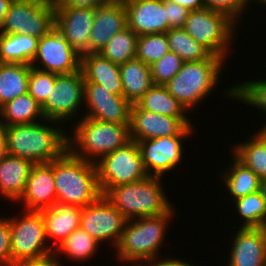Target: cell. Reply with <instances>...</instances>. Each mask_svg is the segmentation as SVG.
Returning a JSON list of instances; mask_svg holds the SVG:
<instances>
[{"mask_svg": "<svg viewBox=\"0 0 266 266\" xmlns=\"http://www.w3.org/2000/svg\"><path fill=\"white\" fill-rule=\"evenodd\" d=\"M187 126L179 119L141 109L132 105L130 117V138L132 141L177 136Z\"/></svg>", "mask_w": 266, "mask_h": 266, "instance_id": "17", "label": "cell"}, {"mask_svg": "<svg viewBox=\"0 0 266 266\" xmlns=\"http://www.w3.org/2000/svg\"><path fill=\"white\" fill-rule=\"evenodd\" d=\"M54 27V0H13L0 33L24 34L40 39Z\"/></svg>", "mask_w": 266, "mask_h": 266, "instance_id": "9", "label": "cell"}, {"mask_svg": "<svg viewBox=\"0 0 266 266\" xmlns=\"http://www.w3.org/2000/svg\"><path fill=\"white\" fill-rule=\"evenodd\" d=\"M132 0H106L107 3H112V4H127L130 3Z\"/></svg>", "mask_w": 266, "mask_h": 266, "instance_id": "50", "label": "cell"}, {"mask_svg": "<svg viewBox=\"0 0 266 266\" xmlns=\"http://www.w3.org/2000/svg\"><path fill=\"white\" fill-rule=\"evenodd\" d=\"M184 61L174 52H167L161 59L150 65L154 85L167 84L181 69Z\"/></svg>", "mask_w": 266, "mask_h": 266, "instance_id": "38", "label": "cell"}, {"mask_svg": "<svg viewBox=\"0 0 266 266\" xmlns=\"http://www.w3.org/2000/svg\"><path fill=\"white\" fill-rule=\"evenodd\" d=\"M228 266H266V228L240 227Z\"/></svg>", "mask_w": 266, "mask_h": 266, "instance_id": "20", "label": "cell"}, {"mask_svg": "<svg viewBox=\"0 0 266 266\" xmlns=\"http://www.w3.org/2000/svg\"><path fill=\"white\" fill-rule=\"evenodd\" d=\"M233 164L230 165L228 173L224 171V175L221 177L224 178V183L226 184L227 189L230 192L233 200L240 197L247 196L251 193L257 192L260 190L261 178L250 168L246 167L242 162H240L233 155Z\"/></svg>", "mask_w": 266, "mask_h": 266, "instance_id": "31", "label": "cell"}, {"mask_svg": "<svg viewBox=\"0 0 266 266\" xmlns=\"http://www.w3.org/2000/svg\"><path fill=\"white\" fill-rule=\"evenodd\" d=\"M174 213L175 209L172 208L163 215L135 218L134 221L133 219L127 220L116 245L117 257L121 262L140 265L156 259L166 234L167 225Z\"/></svg>", "mask_w": 266, "mask_h": 266, "instance_id": "3", "label": "cell"}, {"mask_svg": "<svg viewBox=\"0 0 266 266\" xmlns=\"http://www.w3.org/2000/svg\"><path fill=\"white\" fill-rule=\"evenodd\" d=\"M126 221L124 215L101 195L93 203L82 207L80 228L98 242L108 239L116 247Z\"/></svg>", "mask_w": 266, "mask_h": 266, "instance_id": "12", "label": "cell"}, {"mask_svg": "<svg viewBox=\"0 0 266 266\" xmlns=\"http://www.w3.org/2000/svg\"><path fill=\"white\" fill-rule=\"evenodd\" d=\"M33 163L7 154L0 160V193L11 201L20 200Z\"/></svg>", "mask_w": 266, "mask_h": 266, "instance_id": "24", "label": "cell"}, {"mask_svg": "<svg viewBox=\"0 0 266 266\" xmlns=\"http://www.w3.org/2000/svg\"><path fill=\"white\" fill-rule=\"evenodd\" d=\"M104 4H107L106 0H54L55 7L96 9Z\"/></svg>", "mask_w": 266, "mask_h": 266, "instance_id": "43", "label": "cell"}, {"mask_svg": "<svg viewBox=\"0 0 266 266\" xmlns=\"http://www.w3.org/2000/svg\"><path fill=\"white\" fill-rule=\"evenodd\" d=\"M56 255L57 252H54L53 254L47 257L37 260H29L19 264L18 266H61L58 261L59 256L57 257Z\"/></svg>", "mask_w": 266, "mask_h": 266, "instance_id": "44", "label": "cell"}, {"mask_svg": "<svg viewBox=\"0 0 266 266\" xmlns=\"http://www.w3.org/2000/svg\"><path fill=\"white\" fill-rule=\"evenodd\" d=\"M59 74L46 72L31 66L28 93L42 106L50 95Z\"/></svg>", "mask_w": 266, "mask_h": 266, "instance_id": "39", "label": "cell"}, {"mask_svg": "<svg viewBox=\"0 0 266 266\" xmlns=\"http://www.w3.org/2000/svg\"><path fill=\"white\" fill-rule=\"evenodd\" d=\"M180 6L187 8L190 11L205 8L204 0H170Z\"/></svg>", "mask_w": 266, "mask_h": 266, "instance_id": "46", "label": "cell"}, {"mask_svg": "<svg viewBox=\"0 0 266 266\" xmlns=\"http://www.w3.org/2000/svg\"><path fill=\"white\" fill-rule=\"evenodd\" d=\"M9 155L30 160L33 164L48 163L68 149V134L39 122L3 127Z\"/></svg>", "mask_w": 266, "mask_h": 266, "instance_id": "2", "label": "cell"}, {"mask_svg": "<svg viewBox=\"0 0 266 266\" xmlns=\"http://www.w3.org/2000/svg\"><path fill=\"white\" fill-rule=\"evenodd\" d=\"M85 78L81 69L72 74H61L55 79L50 95L42 105L45 119L63 122L76 116L84 102Z\"/></svg>", "mask_w": 266, "mask_h": 266, "instance_id": "11", "label": "cell"}, {"mask_svg": "<svg viewBox=\"0 0 266 266\" xmlns=\"http://www.w3.org/2000/svg\"><path fill=\"white\" fill-rule=\"evenodd\" d=\"M12 1L13 0H0V30L2 29L5 16Z\"/></svg>", "mask_w": 266, "mask_h": 266, "instance_id": "48", "label": "cell"}, {"mask_svg": "<svg viewBox=\"0 0 266 266\" xmlns=\"http://www.w3.org/2000/svg\"><path fill=\"white\" fill-rule=\"evenodd\" d=\"M169 28H183L190 10L170 0H164Z\"/></svg>", "mask_w": 266, "mask_h": 266, "instance_id": "42", "label": "cell"}, {"mask_svg": "<svg viewBox=\"0 0 266 266\" xmlns=\"http://www.w3.org/2000/svg\"><path fill=\"white\" fill-rule=\"evenodd\" d=\"M38 41L30 35L0 33V62L31 65Z\"/></svg>", "mask_w": 266, "mask_h": 266, "instance_id": "28", "label": "cell"}, {"mask_svg": "<svg viewBox=\"0 0 266 266\" xmlns=\"http://www.w3.org/2000/svg\"><path fill=\"white\" fill-rule=\"evenodd\" d=\"M127 27V12L123 4L107 3L95 9L88 43V53H98L109 39Z\"/></svg>", "mask_w": 266, "mask_h": 266, "instance_id": "21", "label": "cell"}, {"mask_svg": "<svg viewBox=\"0 0 266 266\" xmlns=\"http://www.w3.org/2000/svg\"><path fill=\"white\" fill-rule=\"evenodd\" d=\"M124 6L127 26L138 36L166 33L170 29L164 0H132Z\"/></svg>", "mask_w": 266, "mask_h": 266, "instance_id": "19", "label": "cell"}, {"mask_svg": "<svg viewBox=\"0 0 266 266\" xmlns=\"http://www.w3.org/2000/svg\"><path fill=\"white\" fill-rule=\"evenodd\" d=\"M236 25L228 15L205 7L190 11L183 29L213 55L225 59Z\"/></svg>", "mask_w": 266, "mask_h": 266, "instance_id": "7", "label": "cell"}, {"mask_svg": "<svg viewBox=\"0 0 266 266\" xmlns=\"http://www.w3.org/2000/svg\"><path fill=\"white\" fill-rule=\"evenodd\" d=\"M233 201L238 214L245 219L241 227L266 228V204L260 190Z\"/></svg>", "mask_w": 266, "mask_h": 266, "instance_id": "34", "label": "cell"}, {"mask_svg": "<svg viewBox=\"0 0 266 266\" xmlns=\"http://www.w3.org/2000/svg\"><path fill=\"white\" fill-rule=\"evenodd\" d=\"M136 104L143 110L179 118L186 126H192L185 107L163 85H153Z\"/></svg>", "mask_w": 266, "mask_h": 266, "instance_id": "27", "label": "cell"}, {"mask_svg": "<svg viewBox=\"0 0 266 266\" xmlns=\"http://www.w3.org/2000/svg\"><path fill=\"white\" fill-rule=\"evenodd\" d=\"M53 174L57 204L85 207L102 195L96 164L68 149L53 160Z\"/></svg>", "mask_w": 266, "mask_h": 266, "instance_id": "1", "label": "cell"}, {"mask_svg": "<svg viewBox=\"0 0 266 266\" xmlns=\"http://www.w3.org/2000/svg\"><path fill=\"white\" fill-rule=\"evenodd\" d=\"M170 51L184 62L208 60L213 54L197 43L183 28H171L166 32Z\"/></svg>", "mask_w": 266, "mask_h": 266, "instance_id": "32", "label": "cell"}, {"mask_svg": "<svg viewBox=\"0 0 266 266\" xmlns=\"http://www.w3.org/2000/svg\"><path fill=\"white\" fill-rule=\"evenodd\" d=\"M84 102L89 109L83 117L103 122L130 124L132 103L104 86L85 81Z\"/></svg>", "mask_w": 266, "mask_h": 266, "instance_id": "15", "label": "cell"}, {"mask_svg": "<svg viewBox=\"0 0 266 266\" xmlns=\"http://www.w3.org/2000/svg\"><path fill=\"white\" fill-rule=\"evenodd\" d=\"M146 264H140V266H194L192 264H188L185 261H181L179 259H164V260H160L158 261L157 258L154 260H149L144 262Z\"/></svg>", "mask_w": 266, "mask_h": 266, "instance_id": "45", "label": "cell"}, {"mask_svg": "<svg viewBox=\"0 0 266 266\" xmlns=\"http://www.w3.org/2000/svg\"><path fill=\"white\" fill-rule=\"evenodd\" d=\"M8 154L5 129L0 126V160Z\"/></svg>", "mask_w": 266, "mask_h": 266, "instance_id": "47", "label": "cell"}, {"mask_svg": "<svg viewBox=\"0 0 266 266\" xmlns=\"http://www.w3.org/2000/svg\"><path fill=\"white\" fill-rule=\"evenodd\" d=\"M100 244L95 238L90 236L81 228L73 231L65 240L54 248V252L58 250L65 253L71 259L79 261L87 260L96 253V249Z\"/></svg>", "mask_w": 266, "mask_h": 266, "instance_id": "35", "label": "cell"}, {"mask_svg": "<svg viewBox=\"0 0 266 266\" xmlns=\"http://www.w3.org/2000/svg\"><path fill=\"white\" fill-rule=\"evenodd\" d=\"M0 266H12L9 219L0 218Z\"/></svg>", "mask_w": 266, "mask_h": 266, "instance_id": "41", "label": "cell"}, {"mask_svg": "<svg viewBox=\"0 0 266 266\" xmlns=\"http://www.w3.org/2000/svg\"><path fill=\"white\" fill-rule=\"evenodd\" d=\"M31 65L0 62V108L28 93Z\"/></svg>", "mask_w": 266, "mask_h": 266, "instance_id": "29", "label": "cell"}, {"mask_svg": "<svg viewBox=\"0 0 266 266\" xmlns=\"http://www.w3.org/2000/svg\"><path fill=\"white\" fill-rule=\"evenodd\" d=\"M45 222L47 239L57 240L59 245L73 231L80 228L82 207L74 205L55 204L41 211Z\"/></svg>", "mask_w": 266, "mask_h": 266, "instance_id": "23", "label": "cell"}, {"mask_svg": "<svg viewBox=\"0 0 266 266\" xmlns=\"http://www.w3.org/2000/svg\"><path fill=\"white\" fill-rule=\"evenodd\" d=\"M223 60L212 55L208 60L184 62L180 71L164 86L189 111L217 86Z\"/></svg>", "mask_w": 266, "mask_h": 266, "instance_id": "6", "label": "cell"}, {"mask_svg": "<svg viewBox=\"0 0 266 266\" xmlns=\"http://www.w3.org/2000/svg\"><path fill=\"white\" fill-rule=\"evenodd\" d=\"M80 69L85 81L102 85L110 93L123 96L119 64L100 53H88L81 56Z\"/></svg>", "mask_w": 266, "mask_h": 266, "instance_id": "22", "label": "cell"}, {"mask_svg": "<svg viewBox=\"0 0 266 266\" xmlns=\"http://www.w3.org/2000/svg\"><path fill=\"white\" fill-rule=\"evenodd\" d=\"M123 96L132 104L136 103L153 85L150 66L133 58L119 65Z\"/></svg>", "mask_w": 266, "mask_h": 266, "instance_id": "25", "label": "cell"}, {"mask_svg": "<svg viewBox=\"0 0 266 266\" xmlns=\"http://www.w3.org/2000/svg\"><path fill=\"white\" fill-rule=\"evenodd\" d=\"M204 2L206 8L224 13L237 23L236 20L240 19L241 13L248 7L244 0H204Z\"/></svg>", "mask_w": 266, "mask_h": 266, "instance_id": "40", "label": "cell"}, {"mask_svg": "<svg viewBox=\"0 0 266 266\" xmlns=\"http://www.w3.org/2000/svg\"><path fill=\"white\" fill-rule=\"evenodd\" d=\"M95 9L55 7V28L80 55L88 54Z\"/></svg>", "mask_w": 266, "mask_h": 266, "instance_id": "16", "label": "cell"}, {"mask_svg": "<svg viewBox=\"0 0 266 266\" xmlns=\"http://www.w3.org/2000/svg\"><path fill=\"white\" fill-rule=\"evenodd\" d=\"M257 1L266 5V0H257Z\"/></svg>", "mask_w": 266, "mask_h": 266, "instance_id": "51", "label": "cell"}, {"mask_svg": "<svg viewBox=\"0 0 266 266\" xmlns=\"http://www.w3.org/2000/svg\"><path fill=\"white\" fill-rule=\"evenodd\" d=\"M21 217L20 220L16 217L8 218L11 229L12 266L54 253L53 246H44L47 236L42 212L26 210Z\"/></svg>", "mask_w": 266, "mask_h": 266, "instance_id": "8", "label": "cell"}, {"mask_svg": "<svg viewBox=\"0 0 266 266\" xmlns=\"http://www.w3.org/2000/svg\"><path fill=\"white\" fill-rule=\"evenodd\" d=\"M138 35L128 26L113 35L98 52L113 63L122 64L136 58Z\"/></svg>", "mask_w": 266, "mask_h": 266, "instance_id": "33", "label": "cell"}, {"mask_svg": "<svg viewBox=\"0 0 266 266\" xmlns=\"http://www.w3.org/2000/svg\"><path fill=\"white\" fill-rule=\"evenodd\" d=\"M76 123L73 137L67 138L68 150L88 162L96 163V158L99 160L131 141L130 124L103 122L86 117Z\"/></svg>", "mask_w": 266, "mask_h": 266, "instance_id": "4", "label": "cell"}, {"mask_svg": "<svg viewBox=\"0 0 266 266\" xmlns=\"http://www.w3.org/2000/svg\"><path fill=\"white\" fill-rule=\"evenodd\" d=\"M239 84L227 90L228 96L266 112V80L244 81ZM265 128L266 123L261 129Z\"/></svg>", "mask_w": 266, "mask_h": 266, "instance_id": "37", "label": "cell"}, {"mask_svg": "<svg viewBox=\"0 0 266 266\" xmlns=\"http://www.w3.org/2000/svg\"><path fill=\"white\" fill-rule=\"evenodd\" d=\"M233 154L246 167L266 180V131L260 129L251 140L234 146Z\"/></svg>", "mask_w": 266, "mask_h": 266, "instance_id": "30", "label": "cell"}, {"mask_svg": "<svg viewBox=\"0 0 266 266\" xmlns=\"http://www.w3.org/2000/svg\"><path fill=\"white\" fill-rule=\"evenodd\" d=\"M260 191L262 193L263 199H264L265 204H266V180H261Z\"/></svg>", "mask_w": 266, "mask_h": 266, "instance_id": "49", "label": "cell"}, {"mask_svg": "<svg viewBox=\"0 0 266 266\" xmlns=\"http://www.w3.org/2000/svg\"><path fill=\"white\" fill-rule=\"evenodd\" d=\"M37 62L42 66H36ZM81 56L54 27L38 41V47L31 66L56 74H72L80 70Z\"/></svg>", "mask_w": 266, "mask_h": 266, "instance_id": "13", "label": "cell"}, {"mask_svg": "<svg viewBox=\"0 0 266 266\" xmlns=\"http://www.w3.org/2000/svg\"><path fill=\"white\" fill-rule=\"evenodd\" d=\"M17 202L25 203V210L42 211L57 203L53 160L36 163L31 167L25 191Z\"/></svg>", "mask_w": 266, "mask_h": 266, "instance_id": "18", "label": "cell"}, {"mask_svg": "<svg viewBox=\"0 0 266 266\" xmlns=\"http://www.w3.org/2000/svg\"><path fill=\"white\" fill-rule=\"evenodd\" d=\"M169 51L166 33L145 34L138 37L136 58L149 66Z\"/></svg>", "mask_w": 266, "mask_h": 266, "instance_id": "36", "label": "cell"}, {"mask_svg": "<svg viewBox=\"0 0 266 266\" xmlns=\"http://www.w3.org/2000/svg\"><path fill=\"white\" fill-rule=\"evenodd\" d=\"M192 128L193 126H187L177 136L159 137L137 142L148 175L161 177L181 162L183 155L182 140L190 136L193 132Z\"/></svg>", "mask_w": 266, "mask_h": 266, "instance_id": "14", "label": "cell"}, {"mask_svg": "<svg viewBox=\"0 0 266 266\" xmlns=\"http://www.w3.org/2000/svg\"><path fill=\"white\" fill-rule=\"evenodd\" d=\"M248 5H249V1H251V0H244ZM255 1H257V0H255Z\"/></svg>", "mask_w": 266, "mask_h": 266, "instance_id": "52", "label": "cell"}, {"mask_svg": "<svg viewBox=\"0 0 266 266\" xmlns=\"http://www.w3.org/2000/svg\"><path fill=\"white\" fill-rule=\"evenodd\" d=\"M95 164L102 195L111 187L138 182L148 176L137 142L132 140Z\"/></svg>", "mask_w": 266, "mask_h": 266, "instance_id": "10", "label": "cell"}, {"mask_svg": "<svg viewBox=\"0 0 266 266\" xmlns=\"http://www.w3.org/2000/svg\"><path fill=\"white\" fill-rule=\"evenodd\" d=\"M0 116L3 121H0V126H10L15 124H31L40 120L58 124L59 122L45 119L42 106L29 94H22L12 101L6 103L0 108ZM42 118V119H41Z\"/></svg>", "mask_w": 266, "mask_h": 266, "instance_id": "26", "label": "cell"}, {"mask_svg": "<svg viewBox=\"0 0 266 266\" xmlns=\"http://www.w3.org/2000/svg\"><path fill=\"white\" fill-rule=\"evenodd\" d=\"M160 179L148 175L138 182L111 187L104 196L127 220L163 215L173 206L165 196Z\"/></svg>", "mask_w": 266, "mask_h": 266, "instance_id": "5", "label": "cell"}]
</instances>
